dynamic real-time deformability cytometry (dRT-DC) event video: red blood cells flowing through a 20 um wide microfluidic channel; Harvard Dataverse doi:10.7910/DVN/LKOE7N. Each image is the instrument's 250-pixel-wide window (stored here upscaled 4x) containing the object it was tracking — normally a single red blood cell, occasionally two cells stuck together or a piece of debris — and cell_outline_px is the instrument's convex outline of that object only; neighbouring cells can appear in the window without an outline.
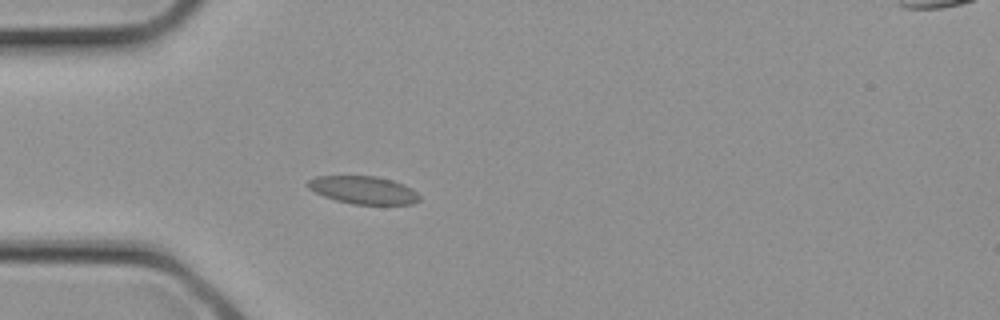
{"species": "common noctule bat (a hibernating species)", "species_latin": "Nyctalus noctula", "temperature_condition": "cold", "stored_images_in_passage": 2, "camera_frame_rate_fps": 3000, "um_per_image_px": 0.085, "animal": {"sex": "female", "body_mass_g": 21.9}, "frame": {"image": 1, "passage_image": 2, "time_ms": 0.333, "image_size_px": [1000, 320], "cell_outline_px": [[420, 200], [412, 204], [352, 204], [336, 200], [324, 196], [308, 188], [304, 184], [308, 180], [316, 176], [376, 176], [392, 180], [404, 184], [412, 188], [420, 196]], "centroid_in_image_um": [30.88, 16.15], "position_along_channel_um": 54.1, "area_um2": 18.15}}